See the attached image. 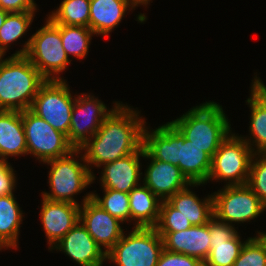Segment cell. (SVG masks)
I'll list each match as a JSON object with an SVG mask.
<instances>
[{
  "mask_svg": "<svg viewBox=\"0 0 266 266\" xmlns=\"http://www.w3.org/2000/svg\"><path fill=\"white\" fill-rule=\"evenodd\" d=\"M128 194L130 225L155 227L159 220L162 201L143 183L134 187Z\"/></svg>",
  "mask_w": 266,
  "mask_h": 266,
  "instance_id": "26",
  "label": "cell"
},
{
  "mask_svg": "<svg viewBox=\"0 0 266 266\" xmlns=\"http://www.w3.org/2000/svg\"><path fill=\"white\" fill-rule=\"evenodd\" d=\"M141 109L121 101L106 117L101 127L79 149L90 172L105 163L113 162L138 151L143 146L146 118Z\"/></svg>",
  "mask_w": 266,
  "mask_h": 266,
  "instance_id": "1",
  "label": "cell"
},
{
  "mask_svg": "<svg viewBox=\"0 0 266 266\" xmlns=\"http://www.w3.org/2000/svg\"><path fill=\"white\" fill-rule=\"evenodd\" d=\"M0 9L12 12L39 11L35 0H0Z\"/></svg>",
  "mask_w": 266,
  "mask_h": 266,
  "instance_id": "35",
  "label": "cell"
},
{
  "mask_svg": "<svg viewBox=\"0 0 266 266\" xmlns=\"http://www.w3.org/2000/svg\"><path fill=\"white\" fill-rule=\"evenodd\" d=\"M17 177L13 164L0 160V196L15 193L19 186Z\"/></svg>",
  "mask_w": 266,
  "mask_h": 266,
  "instance_id": "34",
  "label": "cell"
},
{
  "mask_svg": "<svg viewBox=\"0 0 266 266\" xmlns=\"http://www.w3.org/2000/svg\"><path fill=\"white\" fill-rule=\"evenodd\" d=\"M249 94L245 103L249 107L248 135L240 136L254 151L266 153V93L251 80Z\"/></svg>",
  "mask_w": 266,
  "mask_h": 266,
  "instance_id": "22",
  "label": "cell"
},
{
  "mask_svg": "<svg viewBox=\"0 0 266 266\" xmlns=\"http://www.w3.org/2000/svg\"><path fill=\"white\" fill-rule=\"evenodd\" d=\"M106 254V263L116 266H156L164 249L155 227H130Z\"/></svg>",
  "mask_w": 266,
  "mask_h": 266,
  "instance_id": "7",
  "label": "cell"
},
{
  "mask_svg": "<svg viewBox=\"0 0 266 266\" xmlns=\"http://www.w3.org/2000/svg\"><path fill=\"white\" fill-rule=\"evenodd\" d=\"M212 195L214 216L231 226L256 222L266 212V206L247 184L220 186Z\"/></svg>",
  "mask_w": 266,
  "mask_h": 266,
  "instance_id": "9",
  "label": "cell"
},
{
  "mask_svg": "<svg viewBox=\"0 0 266 266\" xmlns=\"http://www.w3.org/2000/svg\"><path fill=\"white\" fill-rule=\"evenodd\" d=\"M80 222L105 254L121 239L126 230V227L123 229V222L111 216L92 199L80 206Z\"/></svg>",
  "mask_w": 266,
  "mask_h": 266,
  "instance_id": "16",
  "label": "cell"
},
{
  "mask_svg": "<svg viewBox=\"0 0 266 266\" xmlns=\"http://www.w3.org/2000/svg\"><path fill=\"white\" fill-rule=\"evenodd\" d=\"M26 57L46 80H65L63 72H67L73 61L62 45L61 24L45 17L44 24L31 34Z\"/></svg>",
  "mask_w": 266,
  "mask_h": 266,
  "instance_id": "6",
  "label": "cell"
},
{
  "mask_svg": "<svg viewBox=\"0 0 266 266\" xmlns=\"http://www.w3.org/2000/svg\"><path fill=\"white\" fill-rule=\"evenodd\" d=\"M139 7L142 6L143 8H149V6L151 5L150 3H152V0H133ZM149 5V6H148Z\"/></svg>",
  "mask_w": 266,
  "mask_h": 266,
  "instance_id": "37",
  "label": "cell"
},
{
  "mask_svg": "<svg viewBox=\"0 0 266 266\" xmlns=\"http://www.w3.org/2000/svg\"><path fill=\"white\" fill-rule=\"evenodd\" d=\"M254 235H264L266 237V231H263V230H257L255 231V234Z\"/></svg>",
  "mask_w": 266,
  "mask_h": 266,
  "instance_id": "39",
  "label": "cell"
},
{
  "mask_svg": "<svg viewBox=\"0 0 266 266\" xmlns=\"http://www.w3.org/2000/svg\"><path fill=\"white\" fill-rule=\"evenodd\" d=\"M191 223L167 200L162 201L160 216L155 229L157 232H181L191 227Z\"/></svg>",
  "mask_w": 266,
  "mask_h": 266,
  "instance_id": "31",
  "label": "cell"
},
{
  "mask_svg": "<svg viewBox=\"0 0 266 266\" xmlns=\"http://www.w3.org/2000/svg\"><path fill=\"white\" fill-rule=\"evenodd\" d=\"M40 205L38 217L50 251L80 221V205L42 196Z\"/></svg>",
  "mask_w": 266,
  "mask_h": 266,
  "instance_id": "14",
  "label": "cell"
},
{
  "mask_svg": "<svg viewBox=\"0 0 266 266\" xmlns=\"http://www.w3.org/2000/svg\"><path fill=\"white\" fill-rule=\"evenodd\" d=\"M45 81L26 56H3L0 59V110L30 109Z\"/></svg>",
  "mask_w": 266,
  "mask_h": 266,
  "instance_id": "5",
  "label": "cell"
},
{
  "mask_svg": "<svg viewBox=\"0 0 266 266\" xmlns=\"http://www.w3.org/2000/svg\"><path fill=\"white\" fill-rule=\"evenodd\" d=\"M102 196L96 190L91 191V199L111 216L130 226L129 194L112 189L101 188ZM129 223V224H128Z\"/></svg>",
  "mask_w": 266,
  "mask_h": 266,
  "instance_id": "29",
  "label": "cell"
},
{
  "mask_svg": "<svg viewBox=\"0 0 266 266\" xmlns=\"http://www.w3.org/2000/svg\"><path fill=\"white\" fill-rule=\"evenodd\" d=\"M48 171L49 191L41 192V196L60 202H69L82 205L91 199V191L82 196L81 201L77 199L87 188L93 184V174L85 162L84 155L80 149L72 150L68 155L43 162Z\"/></svg>",
  "mask_w": 266,
  "mask_h": 266,
  "instance_id": "4",
  "label": "cell"
},
{
  "mask_svg": "<svg viewBox=\"0 0 266 266\" xmlns=\"http://www.w3.org/2000/svg\"><path fill=\"white\" fill-rule=\"evenodd\" d=\"M163 238L164 249L193 256L203 263L210 253L211 239L208 223L191 226L181 232H158Z\"/></svg>",
  "mask_w": 266,
  "mask_h": 266,
  "instance_id": "20",
  "label": "cell"
},
{
  "mask_svg": "<svg viewBox=\"0 0 266 266\" xmlns=\"http://www.w3.org/2000/svg\"><path fill=\"white\" fill-rule=\"evenodd\" d=\"M63 253L78 266H104L106 254L79 221L49 252Z\"/></svg>",
  "mask_w": 266,
  "mask_h": 266,
  "instance_id": "18",
  "label": "cell"
},
{
  "mask_svg": "<svg viewBox=\"0 0 266 266\" xmlns=\"http://www.w3.org/2000/svg\"><path fill=\"white\" fill-rule=\"evenodd\" d=\"M27 157L22 111L0 110V160Z\"/></svg>",
  "mask_w": 266,
  "mask_h": 266,
  "instance_id": "23",
  "label": "cell"
},
{
  "mask_svg": "<svg viewBox=\"0 0 266 266\" xmlns=\"http://www.w3.org/2000/svg\"><path fill=\"white\" fill-rule=\"evenodd\" d=\"M156 266H204V263L196 257L163 249Z\"/></svg>",
  "mask_w": 266,
  "mask_h": 266,
  "instance_id": "33",
  "label": "cell"
},
{
  "mask_svg": "<svg viewBox=\"0 0 266 266\" xmlns=\"http://www.w3.org/2000/svg\"><path fill=\"white\" fill-rule=\"evenodd\" d=\"M22 121L27 156L30 155L38 163L42 164L48 160L66 156L75 149L65 134L54 129L30 109L22 111Z\"/></svg>",
  "mask_w": 266,
  "mask_h": 266,
  "instance_id": "11",
  "label": "cell"
},
{
  "mask_svg": "<svg viewBox=\"0 0 266 266\" xmlns=\"http://www.w3.org/2000/svg\"><path fill=\"white\" fill-rule=\"evenodd\" d=\"M233 266H266V237L251 236L243 245Z\"/></svg>",
  "mask_w": 266,
  "mask_h": 266,
  "instance_id": "30",
  "label": "cell"
},
{
  "mask_svg": "<svg viewBox=\"0 0 266 266\" xmlns=\"http://www.w3.org/2000/svg\"><path fill=\"white\" fill-rule=\"evenodd\" d=\"M163 123L155 129L148 123L145 125L144 150L153 159L178 166L191 183H206L212 158L187 140L171 122Z\"/></svg>",
  "mask_w": 266,
  "mask_h": 266,
  "instance_id": "2",
  "label": "cell"
},
{
  "mask_svg": "<svg viewBox=\"0 0 266 266\" xmlns=\"http://www.w3.org/2000/svg\"><path fill=\"white\" fill-rule=\"evenodd\" d=\"M254 151L233 130L221 143L211 159L207 183L218 182L223 186L247 184Z\"/></svg>",
  "mask_w": 266,
  "mask_h": 266,
  "instance_id": "8",
  "label": "cell"
},
{
  "mask_svg": "<svg viewBox=\"0 0 266 266\" xmlns=\"http://www.w3.org/2000/svg\"><path fill=\"white\" fill-rule=\"evenodd\" d=\"M205 183H191L185 189L178 191L167 201L182 214L192 226L205 225L214 216L212 192L199 197L194 191L205 186Z\"/></svg>",
  "mask_w": 266,
  "mask_h": 266,
  "instance_id": "21",
  "label": "cell"
},
{
  "mask_svg": "<svg viewBox=\"0 0 266 266\" xmlns=\"http://www.w3.org/2000/svg\"><path fill=\"white\" fill-rule=\"evenodd\" d=\"M138 7L133 0H90L89 27L96 37L108 39L126 15Z\"/></svg>",
  "mask_w": 266,
  "mask_h": 266,
  "instance_id": "19",
  "label": "cell"
},
{
  "mask_svg": "<svg viewBox=\"0 0 266 266\" xmlns=\"http://www.w3.org/2000/svg\"><path fill=\"white\" fill-rule=\"evenodd\" d=\"M109 108L92 92H76L71 115L70 129L67 136L69 143L75 148L82 147L101 127L106 117L121 101H112Z\"/></svg>",
  "mask_w": 266,
  "mask_h": 266,
  "instance_id": "12",
  "label": "cell"
},
{
  "mask_svg": "<svg viewBox=\"0 0 266 266\" xmlns=\"http://www.w3.org/2000/svg\"><path fill=\"white\" fill-rule=\"evenodd\" d=\"M258 72H254V76H252L253 81L266 93V84L264 83V81L261 79V77H259ZM258 76V77H257Z\"/></svg>",
  "mask_w": 266,
  "mask_h": 266,
  "instance_id": "36",
  "label": "cell"
},
{
  "mask_svg": "<svg viewBox=\"0 0 266 266\" xmlns=\"http://www.w3.org/2000/svg\"><path fill=\"white\" fill-rule=\"evenodd\" d=\"M224 110L219 102L205 100L170 122L187 140L202 148L212 158L233 131Z\"/></svg>",
  "mask_w": 266,
  "mask_h": 266,
  "instance_id": "3",
  "label": "cell"
},
{
  "mask_svg": "<svg viewBox=\"0 0 266 266\" xmlns=\"http://www.w3.org/2000/svg\"><path fill=\"white\" fill-rule=\"evenodd\" d=\"M143 160L148 162L143 165L142 183L161 201L168 200L191 184L178 166L153 159L145 150Z\"/></svg>",
  "mask_w": 266,
  "mask_h": 266,
  "instance_id": "17",
  "label": "cell"
},
{
  "mask_svg": "<svg viewBox=\"0 0 266 266\" xmlns=\"http://www.w3.org/2000/svg\"><path fill=\"white\" fill-rule=\"evenodd\" d=\"M143 154L144 148L142 146L132 154L103 164L97 172L100 177H97L96 172L93 174V183H96L95 180L97 182L99 180L100 188L129 193L134 187L142 183Z\"/></svg>",
  "mask_w": 266,
  "mask_h": 266,
  "instance_id": "13",
  "label": "cell"
},
{
  "mask_svg": "<svg viewBox=\"0 0 266 266\" xmlns=\"http://www.w3.org/2000/svg\"><path fill=\"white\" fill-rule=\"evenodd\" d=\"M208 226L211 246L204 266H233L243 245L250 237L242 238L238 226H231L215 216L209 220Z\"/></svg>",
  "mask_w": 266,
  "mask_h": 266,
  "instance_id": "15",
  "label": "cell"
},
{
  "mask_svg": "<svg viewBox=\"0 0 266 266\" xmlns=\"http://www.w3.org/2000/svg\"><path fill=\"white\" fill-rule=\"evenodd\" d=\"M37 12L39 11L8 13L4 24L0 28V53L3 56H8L7 52L10 50L11 53L14 43L16 45V43L19 42V44H22L20 45L21 48H17V50L10 54V56H26L31 43V33L26 41H23L22 38H26L25 35H27V32L32 29L31 26L34 22L33 20H35L34 17L37 15Z\"/></svg>",
  "mask_w": 266,
  "mask_h": 266,
  "instance_id": "24",
  "label": "cell"
},
{
  "mask_svg": "<svg viewBox=\"0 0 266 266\" xmlns=\"http://www.w3.org/2000/svg\"><path fill=\"white\" fill-rule=\"evenodd\" d=\"M93 36L96 35L90 27L61 24L62 45L70 60H84L88 57Z\"/></svg>",
  "mask_w": 266,
  "mask_h": 266,
  "instance_id": "27",
  "label": "cell"
},
{
  "mask_svg": "<svg viewBox=\"0 0 266 266\" xmlns=\"http://www.w3.org/2000/svg\"><path fill=\"white\" fill-rule=\"evenodd\" d=\"M76 93L67 80H46L39 88L30 110L54 129L68 136Z\"/></svg>",
  "mask_w": 266,
  "mask_h": 266,
  "instance_id": "10",
  "label": "cell"
},
{
  "mask_svg": "<svg viewBox=\"0 0 266 266\" xmlns=\"http://www.w3.org/2000/svg\"><path fill=\"white\" fill-rule=\"evenodd\" d=\"M8 13L9 12L0 9V28L4 24V21H5L6 17H7V15H8Z\"/></svg>",
  "mask_w": 266,
  "mask_h": 266,
  "instance_id": "38",
  "label": "cell"
},
{
  "mask_svg": "<svg viewBox=\"0 0 266 266\" xmlns=\"http://www.w3.org/2000/svg\"><path fill=\"white\" fill-rule=\"evenodd\" d=\"M46 16L55 24L89 27L90 0H62Z\"/></svg>",
  "mask_w": 266,
  "mask_h": 266,
  "instance_id": "28",
  "label": "cell"
},
{
  "mask_svg": "<svg viewBox=\"0 0 266 266\" xmlns=\"http://www.w3.org/2000/svg\"><path fill=\"white\" fill-rule=\"evenodd\" d=\"M247 185L266 206V153H254Z\"/></svg>",
  "mask_w": 266,
  "mask_h": 266,
  "instance_id": "32",
  "label": "cell"
},
{
  "mask_svg": "<svg viewBox=\"0 0 266 266\" xmlns=\"http://www.w3.org/2000/svg\"><path fill=\"white\" fill-rule=\"evenodd\" d=\"M15 195L0 196V252L20 250L19 235L26 216Z\"/></svg>",
  "mask_w": 266,
  "mask_h": 266,
  "instance_id": "25",
  "label": "cell"
}]
</instances>
